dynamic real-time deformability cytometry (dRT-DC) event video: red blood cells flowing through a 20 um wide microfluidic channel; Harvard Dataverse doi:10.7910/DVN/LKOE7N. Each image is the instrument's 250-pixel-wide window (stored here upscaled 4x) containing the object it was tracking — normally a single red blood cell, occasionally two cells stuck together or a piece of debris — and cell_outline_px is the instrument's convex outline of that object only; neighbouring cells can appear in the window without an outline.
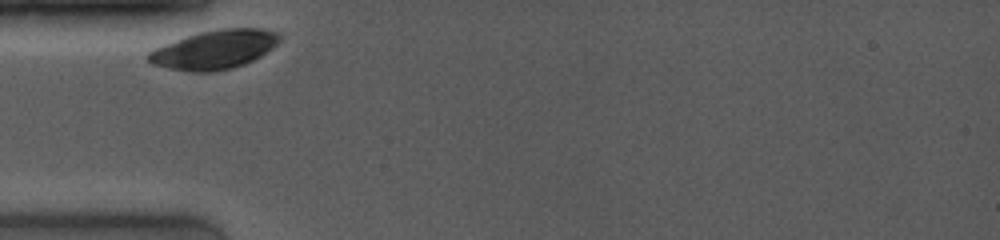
{"species": "common noctule bat (a hibernating species)", "species_latin": "Nyctalus noctula", "temperature_condition": "room temperature", "stored_images_in_passage": 39, "camera_frame_rate_fps": 4000, "um_per_image_px": 0.085, "animal": {"sex": "female", "body_mass_g": 19.0, "forearm_length_mm": 53.3}, "frame": {"image": 1, "passage_image": 1, "time_ms": 0.0, "image_size_px": [1000, 240], "cell_outline_px": [[280, 40], [272, 48], [260, 56], [244, 64], [232, 68], [216, 72], [188, 72], [168, 68], [152, 64], [144, 56], [148, 52], [164, 44], [200, 32], [220, 28], [260, 28], [280, 32]], "centroid_in_image_um": [18.22, 4.22], "position_along_channel_um": 66.8, "area_um2": 29.82}}
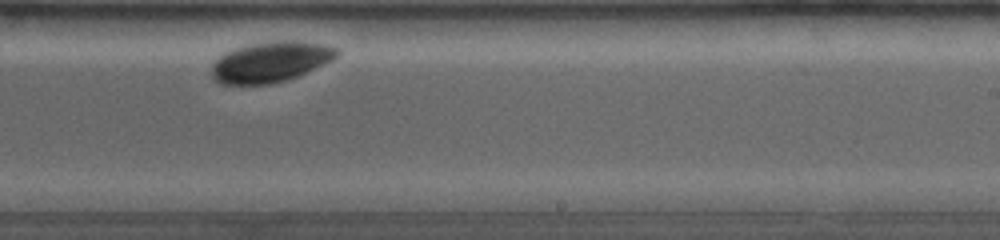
{"frame": {"image": 2, "passage_image": 24, "time_ms": 5.75, "image_size_px": [1000, 240], "cell_outline_px": [[340, 52], [332, 60], [296, 76], [284, 80], [268, 84], [220, 84], [212, 80], [212, 64], [224, 52], [232, 48], [248, 44], [272, 40], [296, 40], [328, 44], [336, 48]], "centroid_in_image_um": [22.96, 5.23], "position_along_channel_um": 266.0, "area_um2": 29.77}}
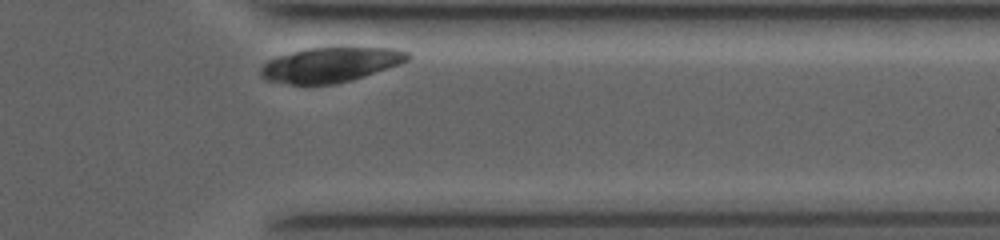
{"frame": {"image": 3, "passage_image": 37, "time_ms": 9.0, "image_size_px": [1000, 240], "cell_outline_px": [[412, 56], [408, 60], [400, 64], [352, 80], [336, 84], [288, 84], [264, 80], [260, 76], [260, 68], [268, 60], [276, 56], [308, 48], [396, 48], [408, 52]], "centroid_in_image_um": [28.07, 5.51], "position_along_channel_um": 383.3, "area_um2": 29.82}, "authors_computed_cell_mechanics": {"area_um2": 29.8248, "velocity_mm_per_s": 3.4931, "shape_relaxation_time_tau1_ms": 2.5035, "shape_relaxation_time_tau2_ms": 1.671, "deformation_change_tau1": 0.0903, "deformation_change_tau2": 0.0289}}